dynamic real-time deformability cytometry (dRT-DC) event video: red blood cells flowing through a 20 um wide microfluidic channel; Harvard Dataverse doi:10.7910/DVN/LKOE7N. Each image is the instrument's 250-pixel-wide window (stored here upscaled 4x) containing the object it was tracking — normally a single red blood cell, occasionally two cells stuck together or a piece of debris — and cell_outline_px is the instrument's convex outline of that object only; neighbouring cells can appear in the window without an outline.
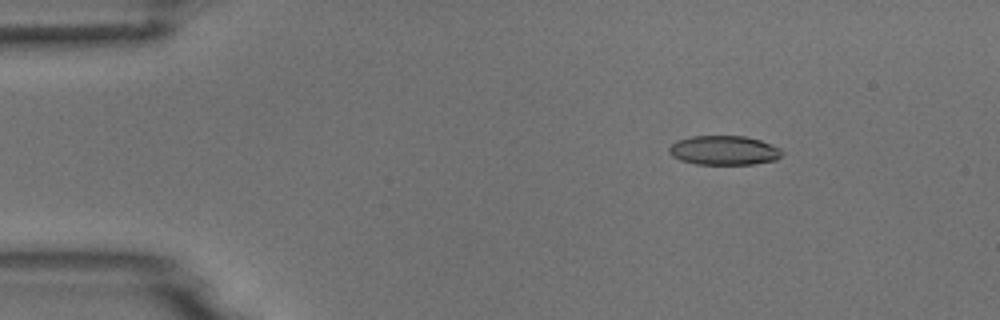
{"species": "common noctule bat (a hibernating species)", "species_latin": "Nyctalus noctula", "temperature_condition": "room temperature", "stored_images_in_passage": 5, "camera_frame_rate_fps": 3000, "um_per_image_px": 0.085, "animal": {"sex": "male", "body_mass_g": 18.8}, "frame": {"image": 1, "passage_image": 3, "time_ms": 2.333, "image_size_px": [1000, 320], "cell_outline_px": [[784, 152], [776, 160], [752, 164], [696, 164], [680, 160], [672, 156], [668, 152], [668, 148], [676, 140], [692, 136], [744, 136], [760, 140], [772, 144], [780, 148]], "centroid_in_image_um": [61.53, 12.78], "position_along_channel_um": 23.5, "area_um2": 19.36}}